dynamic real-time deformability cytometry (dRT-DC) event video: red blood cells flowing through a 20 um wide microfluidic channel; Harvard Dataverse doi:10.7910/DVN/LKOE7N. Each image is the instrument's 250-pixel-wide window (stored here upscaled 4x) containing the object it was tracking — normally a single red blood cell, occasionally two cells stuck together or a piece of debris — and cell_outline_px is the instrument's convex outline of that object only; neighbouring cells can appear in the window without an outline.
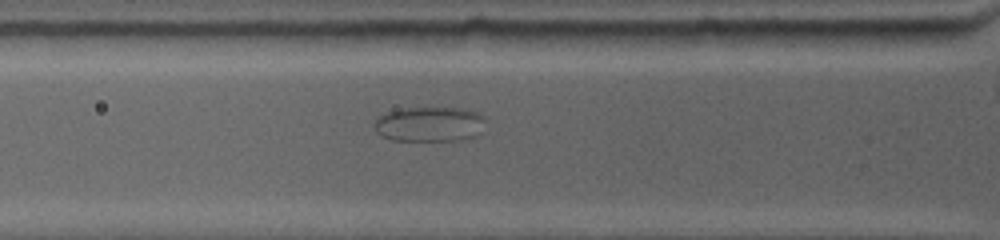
{"species": "common noctule bat (a hibernating species)", "species_latin": "Nyctalus noctula", "temperature_condition": "warm", "stored_images_in_passage": 12, "camera_frame_rate_fps": 4500, "um_per_image_px": 0.085, "animal": {"sex": "female", "body_mass_g": 19.0, "forearm_length_mm": 53.3}, "frame": {"image": 1, "passage_image": 2, "time_ms": 0.0, "image_size_px": [1000, 240], "cell_outline_px": [[488, 120], [480, 132], [472, 136], [448, 140], [392, 140], [376, 132], [372, 124], [376, 116], [396, 108], [472, 108], [480, 112]], "centroid_in_image_um": [36.5, 10.51], "position_along_channel_um": 89.3, "area_um2": 23.0}}
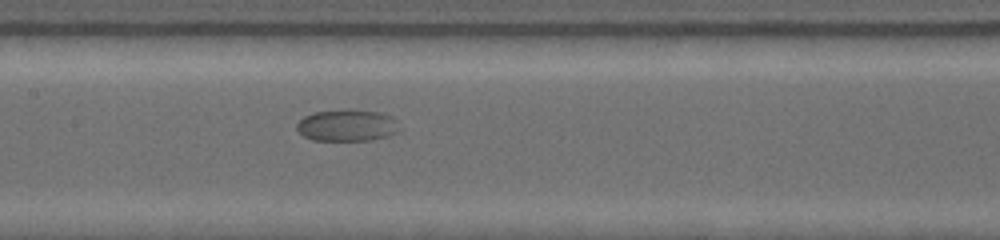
{"frame": {"image": 2, "passage_image": 11, "time_ms": 2.667, "image_size_px": [1000, 240], "cell_outline_px": [[404, 128], [400, 132], [384, 136], [364, 140], [316, 140], [304, 136], [296, 128], [296, 124], [304, 116], [312, 112], [340, 108], [356, 108], [380, 112], [392, 116], [400, 120]], "centroid_in_image_um": [29.58, 10.6], "position_along_channel_um": 177.8, "area_um2": 19.71}}